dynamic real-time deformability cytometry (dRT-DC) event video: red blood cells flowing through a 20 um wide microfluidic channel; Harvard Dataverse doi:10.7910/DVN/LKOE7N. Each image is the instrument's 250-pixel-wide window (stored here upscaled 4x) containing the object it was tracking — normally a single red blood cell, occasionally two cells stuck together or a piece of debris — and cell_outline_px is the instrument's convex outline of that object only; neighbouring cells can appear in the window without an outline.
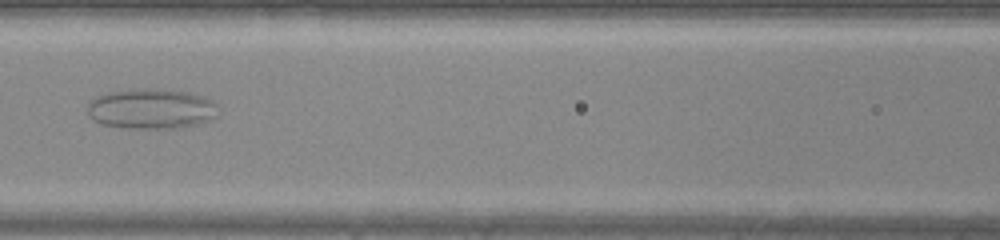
{"species": "common noctule bat (a hibernating species)", "species_latin": "Nyctalus noctula", "temperature_condition": "warm", "stored_images_in_passage": 45, "camera_frame_rate_fps": 3000, "um_per_image_px": 0.085, "animal": {"sex": "male", "body_mass_g": 20.0, "forearm_length_mm": 53.3}, "frame": {"image": 1, "passage_image": 22, "time_ms": 7.0, "image_size_px": [1000, 240], "cell_outline_px": [[220, 116], [196, 124], [176, 128], [128, 128], [104, 124], [92, 120], [88, 116], [88, 100], [104, 92], [136, 88], [152, 88], [188, 92], [212, 100], [216, 104]], "centroid_in_image_um": [12.83, 9.23], "position_along_channel_um": 153.8, "area_um2": 30.98}}
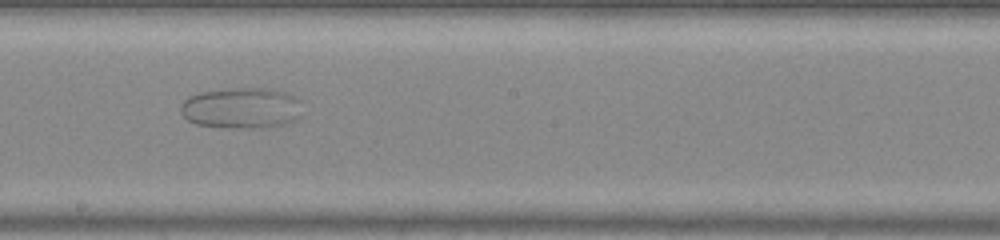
{"frame": {"image": 2, "passage_image": 27, "time_ms": 8.667, "image_size_px": [1000, 240], "cell_outline_px": [[296, 120], [284, 124], [256, 128], [228, 128], [196, 124], [188, 120], [180, 112], [180, 104], [188, 96], [200, 92], [236, 88], [264, 88], [284, 92], [292, 96], [296, 100]], "centroid_in_image_um": [20.4, 9.19], "position_along_channel_um": 227.8, "area_um2": 28.44}}
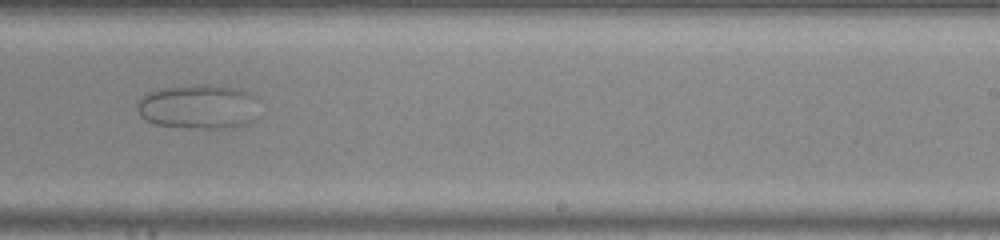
{"frame": {"image": 3, "passage_image": 30, "time_ms": 9.667, "image_size_px": [1000, 240], "cell_outline_px": [[256, 96], [252, 120], [244, 124], [228, 128], [188, 128], [156, 124], [144, 120], [140, 116], [136, 108], [140, 100], [148, 92], [164, 88], [240, 88]], "centroid_in_image_um": [16.81, 9.13], "position_along_channel_um": 272.2, "area_um2": 30.17}}